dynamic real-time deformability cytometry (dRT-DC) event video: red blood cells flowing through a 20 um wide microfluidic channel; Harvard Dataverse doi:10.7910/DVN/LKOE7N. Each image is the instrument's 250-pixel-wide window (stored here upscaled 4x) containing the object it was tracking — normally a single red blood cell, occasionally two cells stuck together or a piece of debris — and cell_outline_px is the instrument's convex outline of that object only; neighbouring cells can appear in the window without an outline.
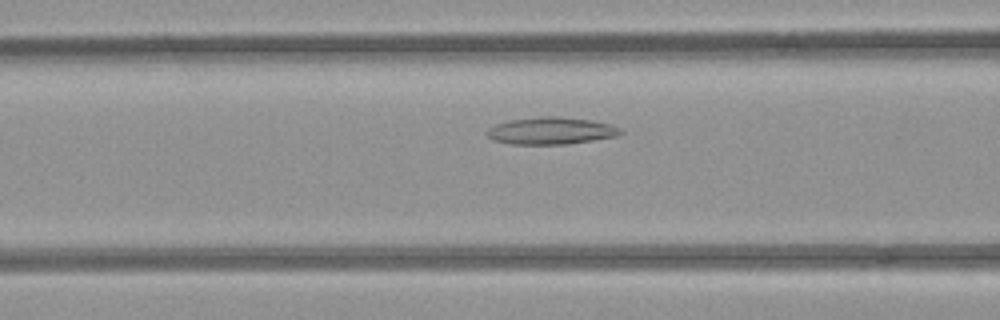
{"species": "common noctule bat (a hibernating species)", "species_latin": "Nyctalus noctula", "temperature_condition": "room temperature", "stored_images_in_passage": 41, "camera_frame_rate_fps": 3000, "um_per_image_px": 0.085, "animal": {"sex": "female", "body_mass_g": 21.9}, "frame": {"image": 1, "passage_image": 9, "time_ms": 2.667, "image_size_px": [1000, 320], "cell_outline_px": [[624, 132], [620, 136], [568, 144], [512, 144], [492, 140], [484, 132], [488, 128], [496, 124], [508, 120], [540, 116], [556, 116], [592, 120], [612, 124], [620, 128]], "centroid_in_image_um": [46.86, 11.11], "position_along_channel_um": 119.7, "area_um2": 21.44}}
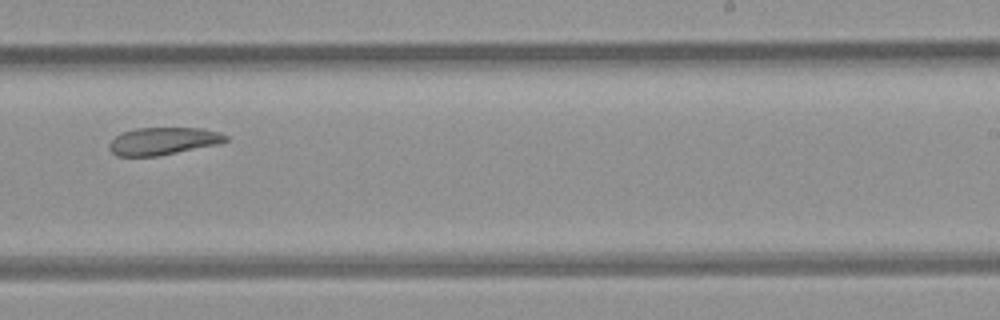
{"frame": {"image": 2, "passage_image": 21, "time_ms": 6.667, "image_size_px": [1000, 320], "cell_outline_px": [[228, 140], [220, 144], [160, 156], [116, 156], [108, 148], [108, 144], [116, 136], [124, 132], [136, 128], [204, 128], [220, 132], [228, 136]], "centroid_in_image_um": [13.91, 12.0], "position_along_channel_um": 275.1, "area_um2": 18.84}}
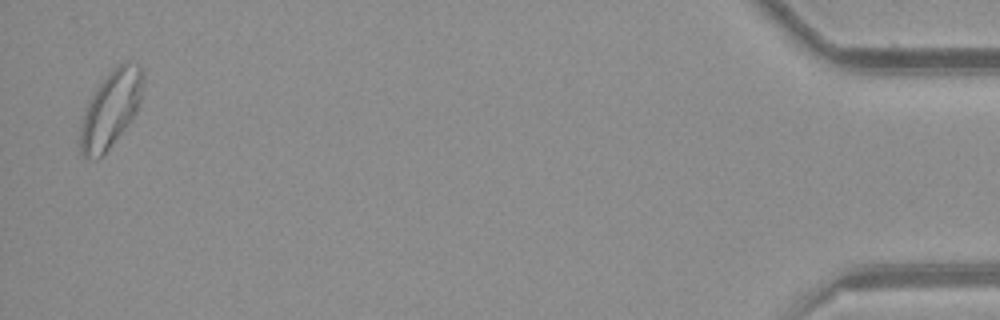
{"frame": {"image": 3, "passage_image": 40, "time_ms": 13.0, "image_size_px": [1000, 320], "cell_outline_px": [[144, 80], [140, 104], [136, 112], [124, 128], [108, 148], [96, 160], [88, 160], [80, 152], [80, 132], [84, 112], [88, 100], [104, 76], [112, 68], [124, 60], [128, 60], [140, 64], [144, 68]], "centroid_in_image_um": [9.44, 9.18], "position_along_channel_um": 425.8, "area_um2": 28.26}}